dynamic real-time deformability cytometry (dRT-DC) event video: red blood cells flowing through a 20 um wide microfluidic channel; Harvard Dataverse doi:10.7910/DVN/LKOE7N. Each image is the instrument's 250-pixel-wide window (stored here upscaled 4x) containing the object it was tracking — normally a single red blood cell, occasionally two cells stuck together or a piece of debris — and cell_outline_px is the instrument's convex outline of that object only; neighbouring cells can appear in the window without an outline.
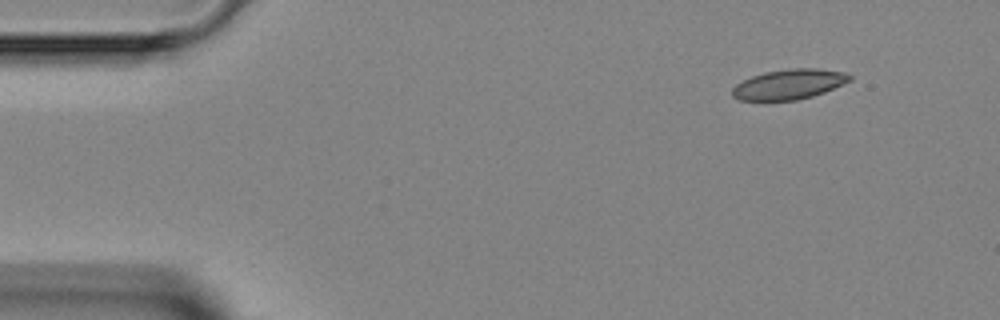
{"species": "Egyptian fruit bat (a non-hibernating species)", "species_latin": "Rousettus aegyptiacus", "temperature_condition": "room temperature", "stored_images_in_passage": 3, "camera_frame_rate_fps": 3000, "um_per_image_px": 0.085, "animal": {"sex": "female"}, "frame": {"image": 1, "passage_image": 1, "time_ms": 0.0, "image_size_px": [1000, 320], "cell_outline_px": [[852, 80], [824, 92], [812, 96], [796, 100], [740, 100], [732, 96], [732, 88], [736, 84], [752, 76], [764, 72], [788, 68], [820, 68], [848, 72], [852, 76]], "centroid_in_image_um": [67.1, 7.14], "position_along_channel_um": 17.9, "area_um2": 20.69}}